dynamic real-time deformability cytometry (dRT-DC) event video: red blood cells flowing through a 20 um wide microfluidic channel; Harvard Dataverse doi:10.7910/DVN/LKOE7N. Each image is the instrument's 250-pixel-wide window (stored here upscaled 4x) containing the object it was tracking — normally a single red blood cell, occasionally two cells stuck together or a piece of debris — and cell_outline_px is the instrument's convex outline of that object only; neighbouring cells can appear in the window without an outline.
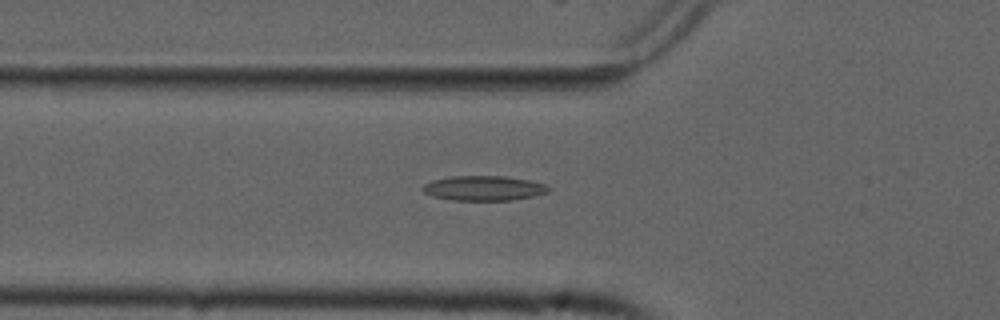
{"species": "common noctule bat (a hibernating species)", "species_latin": "Nyctalus noctula", "temperature_condition": "cold", "stored_images_in_passage": 52, "camera_frame_rate_fps": 3000, "um_per_image_px": 0.085, "animal": {"sex": "male", "forearm_length_mm": 52.5}, "frame": {"image": 1, "passage_image": 19, "time_ms": 6.0, "image_size_px": [1000, 320], "cell_outline_px": [[552, 188], [548, 192], [536, 196], [512, 200], [452, 200], [432, 196], [424, 192], [420, 188], [424, 184], [432, 180], [452, 176], [504, 176], [528, 180], [544, 184]], "centroid_in_image_um": [41.12, 16.0], "position_along_channel_um": 84.7, "area_um2": 18.26}}
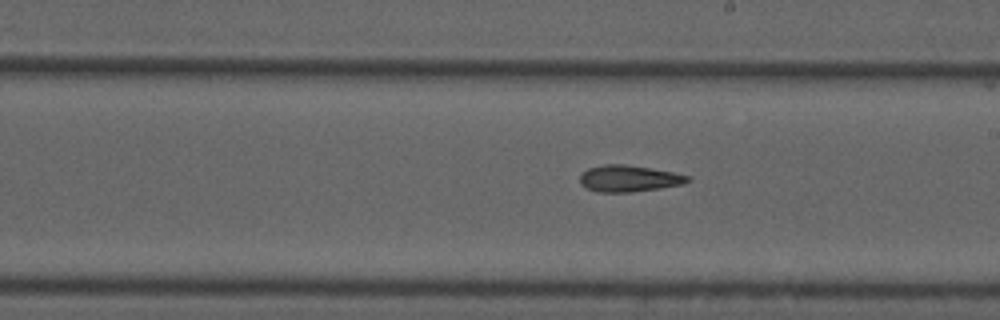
{"frame": {"image": 2, "passage_image": 31, "time_ms": 10.0, "image_size_px": [1000, 320], "cell_outline_px": [[692, 180], [684, 184], [660, 188], [632, 192], [596, 192], [584, 188], [580, 184], [580, 176], [588, 168], [604, 164], [624, 164], [672, 172], [692, 176]], "centroid_in_image_um": [53.46, 15.18], "position_along_channel_um": 235.5, "area_um2": 16.76}}
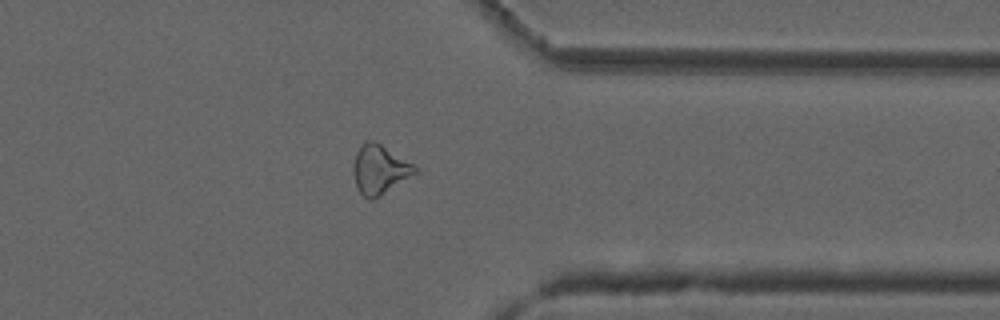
{"frame": {"image": 3, "passage_image": 43, "time_ms": 14.0, "image_size_px": [1000, 320], "cell_outline_px": [[420, 172], [380, 196], [372, 200], [368, 200], [356, 188], [352, 168], [356, 152], [364, 140], [372, 140], [380, 144], [412, 164]], "centroid_in_image_um": [32.25, 14.43], "position_along_channel_um": 379.2, "area_um2": 17.69}, "authors_computed_cell_mechanics": {"area_um2": 17.34, "velocity_mm_per_s": 3.7631, "shape_relaxation_time_tau1_ms": null, "shape_relaxation_time_tau2_ms": 7.7197, "deformation_change_tau1": null, "deformation_change_tau2": 0.1948}}